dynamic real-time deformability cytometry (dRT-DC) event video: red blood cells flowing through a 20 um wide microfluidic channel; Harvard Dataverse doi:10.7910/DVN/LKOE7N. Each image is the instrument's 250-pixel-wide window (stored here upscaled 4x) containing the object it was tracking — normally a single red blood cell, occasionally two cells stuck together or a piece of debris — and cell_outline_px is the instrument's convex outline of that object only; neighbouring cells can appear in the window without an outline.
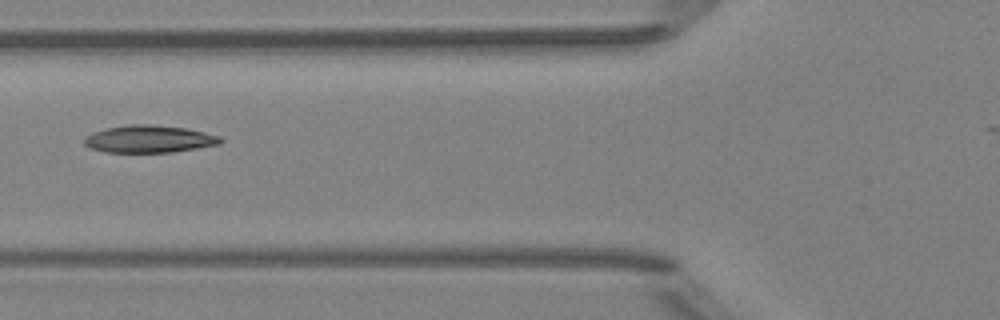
{"species": "Egyptian fruit bat (a non-hibernating species)", "species_latin": "Rousettus aegyptiacus", "temperature_condition": "room temperature", "stored_images_in_passage": 4, "camera_frame_rate_fps": 3000, "um_per_image_px": 0.085, "animal": {"sex": "female"}, "frame": {"image": 1, "passage_image": 2, "time_ms": 1.333, "image_size_px": [1000, 320], "cell_outline_px": [[224, 140], [220, 144], [172, 152], [104, 152], [92, 148], [84, 144], [84, 136], [92, 132], [104, 128], [128, 124], [152, 124], [184, 128], [204, 132], [220, 136]], "centroid_in_image_um": [12.65, 11.81], "position_along_channel_um": 113.2, "area_um2": 21.79}}
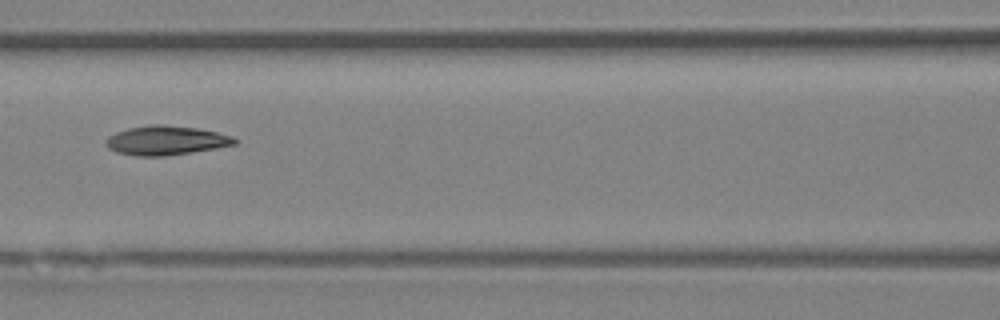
{"frame": {"image": 2, "passage_image": 3, "time_ms": 2.333, "image_size_px": [1000, 320], "cell_outline_px": [[236, 144], [216, 148], [164, 156], [136, 156], [116, 152], [108, 148], [104, 144], [108, 136], [116, 132], [128, 128], [152, 124], [164, 124], [196, 128], [216, 132], [232, 136], [236, 140]], "centroid_in_image_um": [14.06, 11.93], "position_along_channel_um": 152.5, "area_um2": 21.85}}
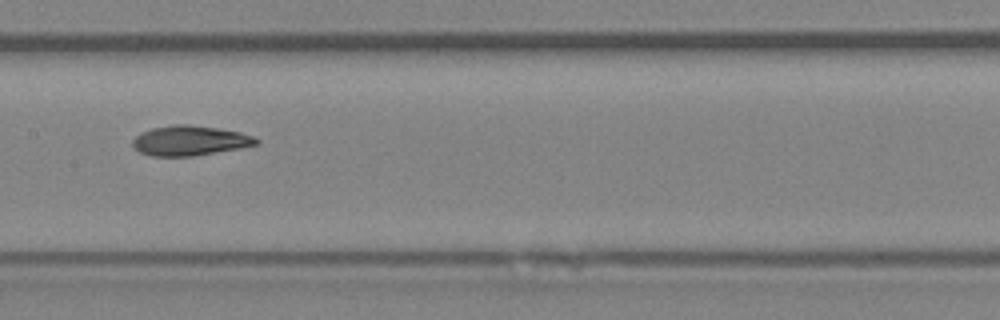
{"frame": {"image": 3, "passage_image": 4, "time_ms": 3.333, "image_size_px": [1000, 320], "cell_outline_px": [[260, 144], [240, 148], [192, 156], [152, 156], [140, 152], [132, 148], [132, 140], [140, 132], [152, 128], [176, 124], [188, 124], [216, 128], [240, 132], [252, 136], [260, 140]], "centroid_in_image_um": [16.11, 11.95], "position_along_channel_um": 191.3, "area_um2": 21.56}}